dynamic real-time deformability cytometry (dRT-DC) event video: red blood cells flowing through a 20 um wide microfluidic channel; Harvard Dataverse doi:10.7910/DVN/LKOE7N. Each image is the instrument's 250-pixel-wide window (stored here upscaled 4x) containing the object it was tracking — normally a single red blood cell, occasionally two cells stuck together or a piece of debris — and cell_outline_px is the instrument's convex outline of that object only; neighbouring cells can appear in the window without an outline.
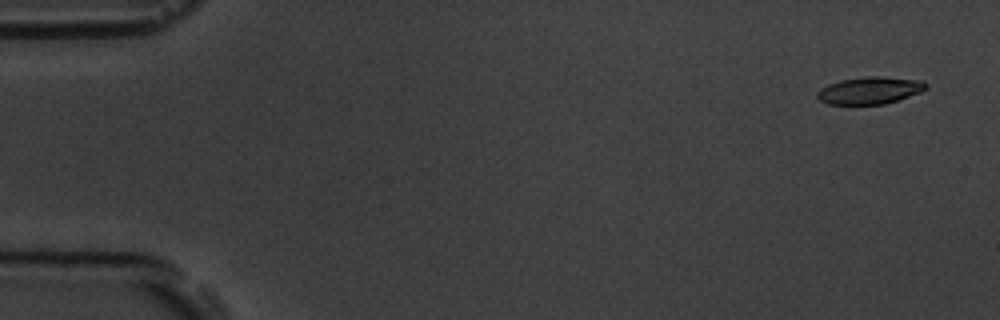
{"species": "common noctule bat (a hibernating species)", "species_latin": "Nyctalus noctula", "temperature_condition": "room temperature", "stored_images_in_passage": 13, "camera_frame_rate_fps": 3000, "um_per_image_px": 0.085, "animal": {"sex": "male", "body_mass_g": 19.5, "forearm_length_mm": 54.6}, "frame": {"image": 1, "passage_image": 1, "time_ms": 0.0, "image_size_px": [1000, 320], "cell_outline_px": [[928, 88], [920, 92], [884, 104], [828, 104], [820, 100], [816, 96], [816, 92], [820, 88], [828, 84], [840, 80], [864, 76], [876, 76], [924, 80], [928, 84]], "centroid_in_image_um": [73.93, 7.67], "position_along_channel_um": 11.1, "area_um2": 17.28}}
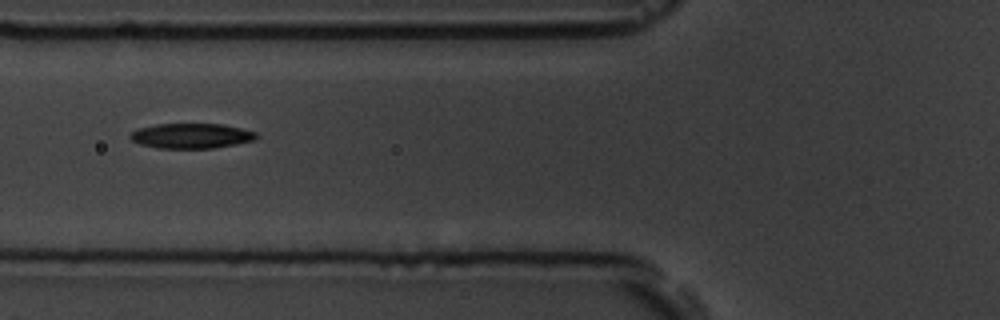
{"frame": {"image": 2, "passage_image": 6, "time_ms": 6.333, "image_size_px": [1000, 320], "cell_outline_px": [[260, 136], [256, 140], [236, 144], [212, 148], [160, 148], [140, 144], [132, 140], [128, 136], [136, 128], [156, 124], [224, 124], [256, 132]], "centroid_in_image_um": [16.28, 11.54], "position_along_channel_um": 109.5, "area_um2": 18.5}}
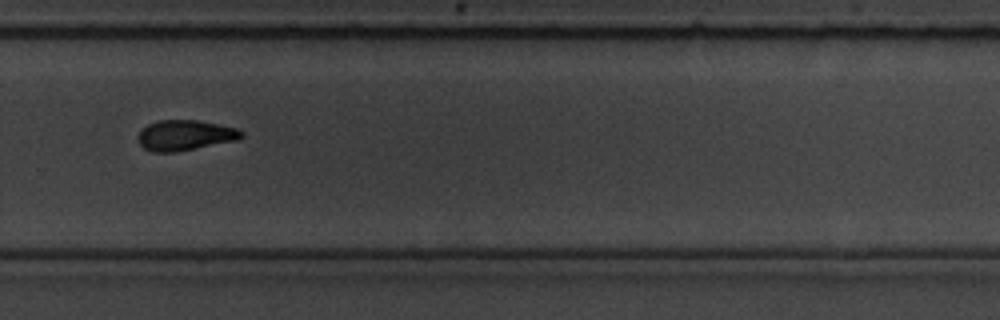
{"frame": {"image": 3, "passage_image": 11, "time_ms": 12.0, "image_size_px": [1000, 320], "cell_outline_px": [[244, 136], [236, 140], [176, 152], [152, 152], [144, 148], [140, 144], [136, 136], [148, 124], [160, 120], [200, 120], [240, 128], [244, 132]], "centroid_in_image_um": [15.76, 11.49], "position_along_channel_um": 314.0, "area_um2": 18.44}, "authors_computed_cell_mechanics": {"area_um2": 18.496, "velocity_mm_per_s": 3.6236, "shape_relaxation_time_tau1_ms": 5.0624, "shape_relaxation_time_tau2_ms": null, "deformation_change_tau1": 0.1944, "deformation_change_tau2": null}}